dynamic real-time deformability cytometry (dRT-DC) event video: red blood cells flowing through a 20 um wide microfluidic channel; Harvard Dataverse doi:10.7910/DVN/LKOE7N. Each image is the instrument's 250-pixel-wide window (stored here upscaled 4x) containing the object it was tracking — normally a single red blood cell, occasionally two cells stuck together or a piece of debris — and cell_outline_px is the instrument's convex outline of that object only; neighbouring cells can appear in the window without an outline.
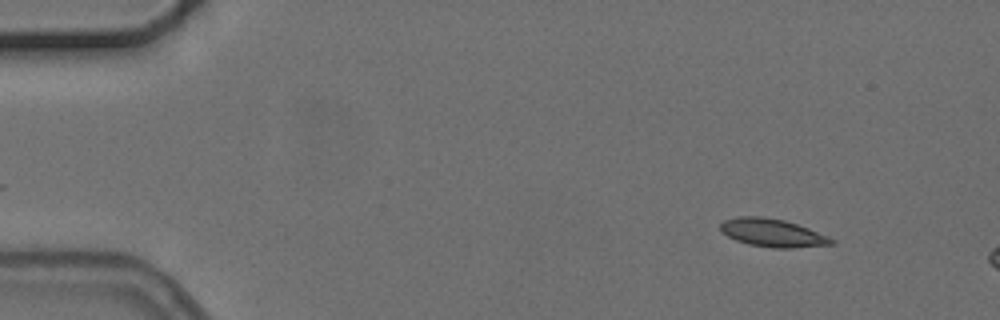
{"species": "common noctule bat (a hibernating species)", "species_latin": "Nyctalus noctula", "temperature_condition": "cold", "stored_images_in_passage": 2, "camera_frame_rate_fps": 3000, "um_per_image_px": 0.085, "animal": {"sex": "female", "body_mass_g": 24.6, "forearm_length_mm": 56.2}, "frame": {"image": 1, "passage_image": 2, "time_ms": 2.333, "image_size_px": [1000, 320], "cell_outline_px": [[836, 244], [792, 248], [772, 248], [748, 244], [736, 240], [720, 232], [720, 224], [724, 220], [736, 216], [760, 216], [784, 220], [808, 228], [828, 236], [836, 240]], "centroid_in_image_um": [65.65, 19.79], "position_along_channel_um": 19.3, "area_um2": 18.26}}